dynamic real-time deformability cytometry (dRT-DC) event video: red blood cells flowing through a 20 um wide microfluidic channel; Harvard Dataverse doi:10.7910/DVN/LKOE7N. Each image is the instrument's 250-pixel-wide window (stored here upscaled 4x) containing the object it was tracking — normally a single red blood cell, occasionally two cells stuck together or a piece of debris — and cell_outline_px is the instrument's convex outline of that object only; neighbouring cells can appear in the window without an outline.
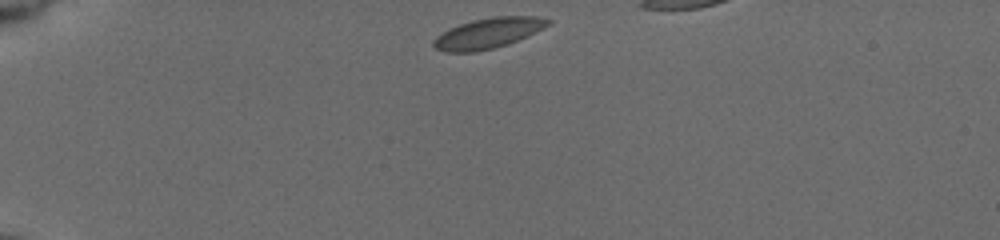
{"species": "common noctule bat (a hibernating species)", "species_latin": "Nyctalus noctula", "temperature_condition": "cold", "stored_images_in_passage": 38, "camera_frame_rate_fps": 3000, "um_per_image_px": 0.085, "animal": {"sex": "female", "body_mass_g": 19.5, "forearm_length_mm": 54.1}, "frame": {"image": 1, "passage_image": 1, "time_ms": 0.0, "image_size_px": [1000, 240], "cell_outline_px": [[552, 24], [544, 28], [508, 44], [476, 52], [444, 52], [436, 48], [432, 44], [432, 40], [436, 36], [448, 28], [472, 20], [496, 16], [536, 16], [552, 20]], "centroid_in_image_um": [41.48, 2.81], "position_along_channel_um": 43.5, "area_um2": 20.35}}
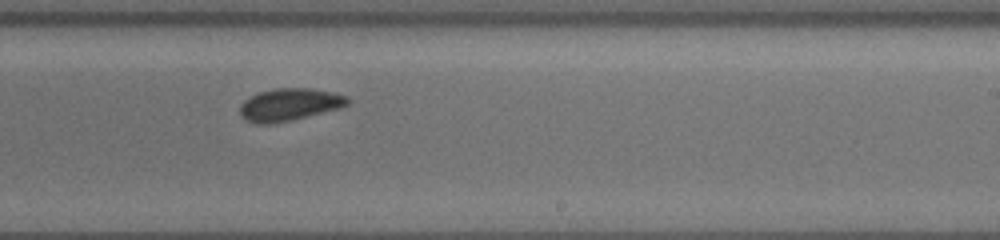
{"frame": {"image": 2, "passage_image": 23, "time_ms": 7.333, "image_size_px": [1000, 240], "cell_outline_px": [[352, 100], [348, 104], [340, 108], [292, 120], [272, 124], [256, 124], [240, 116], [240, 104], [248, 96], [260, 92], [276, 88], [308, 88], [332, 92], [348, 96]], "centroid_in_image_um": [24.6, 8.89], "position_along_channel_um": 264.4, "area_um2": 20.46}}
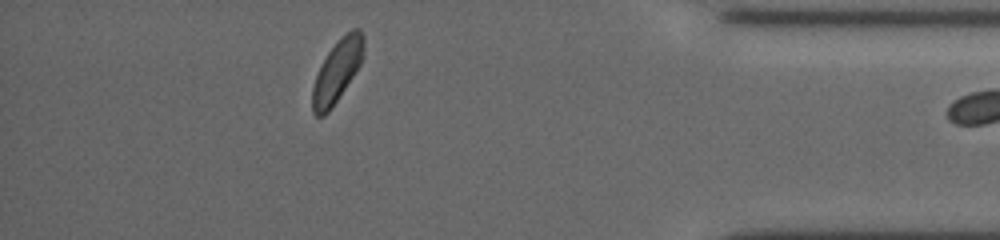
{"frame": {"image": 3, "passage_image": 37, "time_ms": 12.0, "image_size_px": [1000, 240], "cell_outline_px": [[364, 56], [360, 64], [328, 112], [324, 116], [316, 116], [312, 112], [312, 88], [316, 76], [328, 52], [340, 36], [352, 28], [360, 28], [364, 36]], "centroid_in_image_um": [28.67, 5.98], "position_along_channel_um": 406.5, "area_um2": 18.32}}